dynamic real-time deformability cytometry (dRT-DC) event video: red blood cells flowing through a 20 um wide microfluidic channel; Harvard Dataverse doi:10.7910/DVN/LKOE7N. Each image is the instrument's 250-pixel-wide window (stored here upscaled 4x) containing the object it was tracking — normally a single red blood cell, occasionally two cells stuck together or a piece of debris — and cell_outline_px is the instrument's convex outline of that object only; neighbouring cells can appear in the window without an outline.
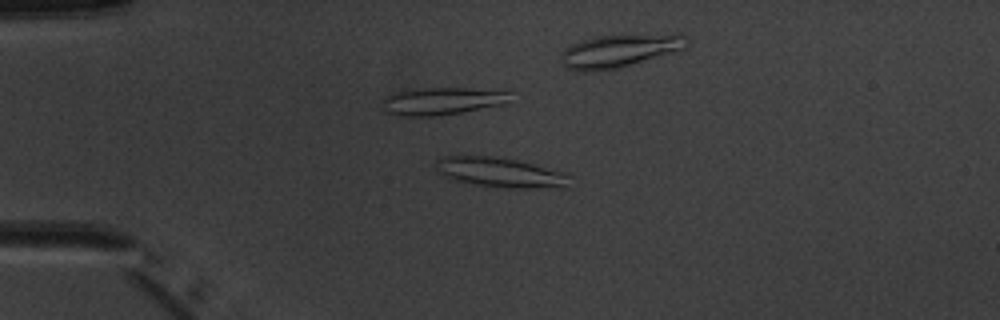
{"species": "common noctule bat (a hibernating species)", "species_latin": "Nyctalus noctula", "temperature_condition": "warm", "stored_images_in_passage": 9, "camera_frame_rate_fps": 3000, "um_per_image_px": 0.085, "animal": {"sex": "male", "body_mass_g": 20.1, "forearm_length_mm": 53.5}, "frame": {"image": 1, "passage_image": 4, "time_ms": 4.333, "image_size_px": [1000, 320], "cell_outline_px": [[572, 176], [568, 188], [508, 188], [476, 184], [452, 180], [436, 172], [436, 160], [444, 156], [492, 156], [516, 160], [568, 172]], "centroid_in_image_um": [42.6, 14.67], "position_along_channel_um": 42.4, "area_um2": 23.64}}
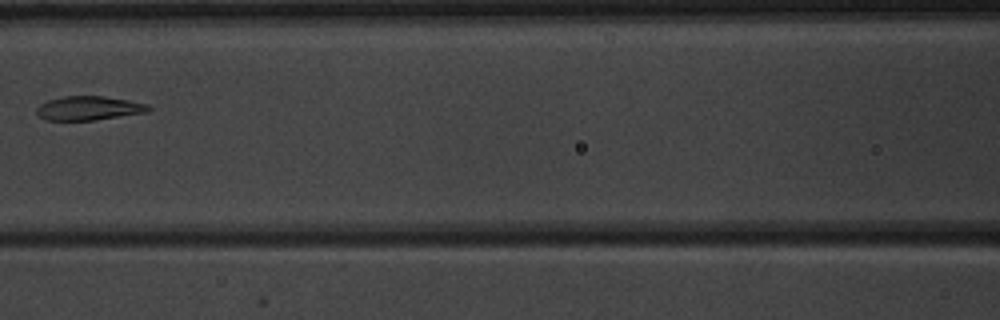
{"frame": {"image": 2, "passage_image": 8, "time_ms": 9.0, "image_size_px": [1000, 320], "cell_outline_px": [[152, 108], [148, 112], [96, 120], [44, 120], [36, 112], [36, 108], [40, 104], [48, 100], [64, 96], [104, 96], [128, 100], [148, 104]], "centroid_in_image_um": [7.56, 9.19], "position_along_channel_um": 159.0, "area_um2": 15.72}}
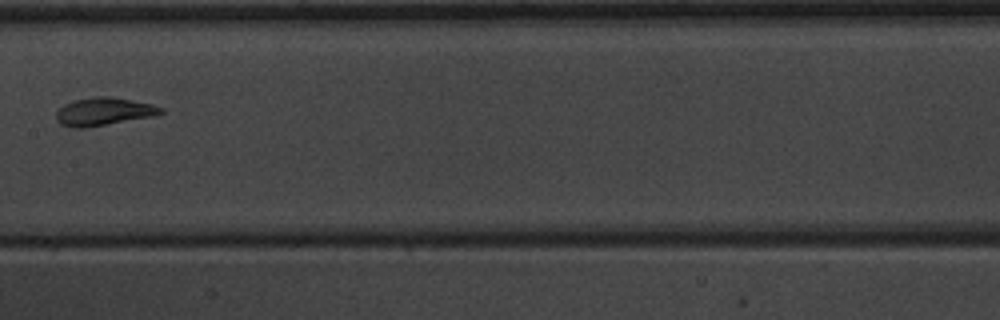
{"frame": {"image": 3, "passage_image": 9, "time_ms": 10.0, "image_size_px": [1000, 320], "cell_outline_px": [[164, 112], [152, 116], [84, 128], [72, 128], [60, 124], [56, 120], [56, 112], [64, 104], [76, 100], [92, 96], [112, 96], [152, 104], [164, 108]], "centroid_in_image_um": [8.8, 9.47], "position_along_channel_um": 198.6, "area_um2": 16.99}}